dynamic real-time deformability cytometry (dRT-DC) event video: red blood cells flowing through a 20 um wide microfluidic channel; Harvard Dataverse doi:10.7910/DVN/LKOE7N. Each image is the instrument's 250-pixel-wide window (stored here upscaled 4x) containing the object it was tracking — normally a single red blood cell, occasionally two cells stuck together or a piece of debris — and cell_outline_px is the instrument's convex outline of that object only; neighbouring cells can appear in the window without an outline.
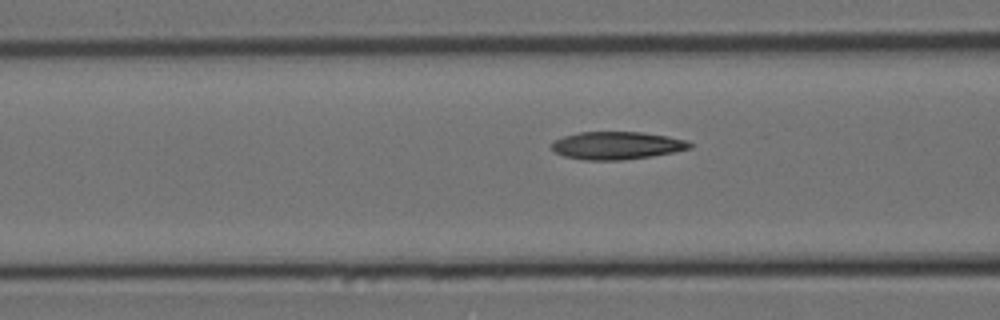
{"species": "Egyptian fruit bat (a non-hibernating species)", "species_latin": "Rousettus aegyptiacus", "temperature_condition": "cold", "stored_images_in_passage": 15, "camera_frame_rate_fps": 3000, "um_per_image_px": 0.085, "animal": {"sex": "female"}, "frame": {"image": 1, "passage_image": 13, "time_ms": 4.0, "image_size_px": [1000, 320], "cell_outline_px": [[692, 148], [652, 156], [620, 160], [584, 160], [564, 156], [556, 152], [552, 148], [552, 140], [564, 136], [580, 132], [640, 132], [668, 136], [684, 140], [692, 144]], "centroid_in_image_um": [52.4, 12.36], "position_along_channel_um": 114.2, "area_um2": 22.2}}